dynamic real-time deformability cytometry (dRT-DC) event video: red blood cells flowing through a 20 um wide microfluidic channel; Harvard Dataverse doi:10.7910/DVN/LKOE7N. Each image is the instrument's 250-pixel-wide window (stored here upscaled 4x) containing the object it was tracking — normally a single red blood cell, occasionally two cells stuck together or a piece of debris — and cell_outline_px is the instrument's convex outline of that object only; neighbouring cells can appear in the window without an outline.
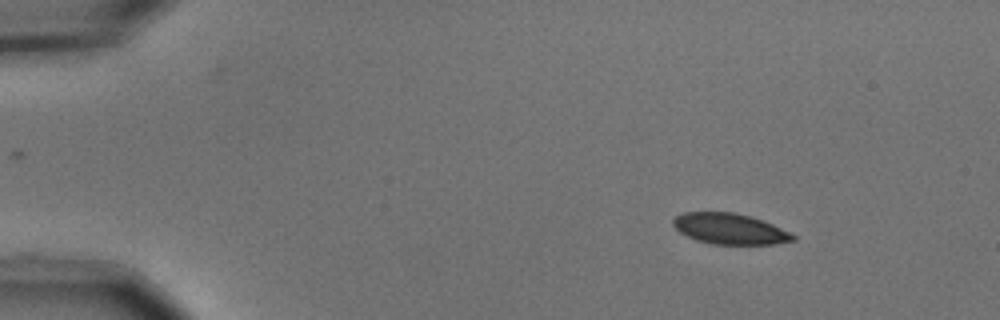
{"species": "common noctule bat (a hibernating species)", "species_latin": "Nyctalus noctula", "temperature_condition": "cold", "stored_images_in_passage": 49, "camera_frame_rate_fps": 3000, "um_per_image_px": 0.085, "animal": {"sex": "male", "body_mass_g": 15.6}, "frame": {"image": 1, "passage_image": 1, "time_ms": 0.0, "image_size_px": [1000, 320], "cell_outline_px": [[796, 240], [776, 244], [712, 244], [696, 240], [680, 232], [672, 224], [672, 220], [676, 216], [684, 212], [736, 212], [764, 220], [796, 236]], "centroid_in_image_um": [62.03, 19.44], "position_along_channel_um": 23.0, "area_um2": 21.5}}
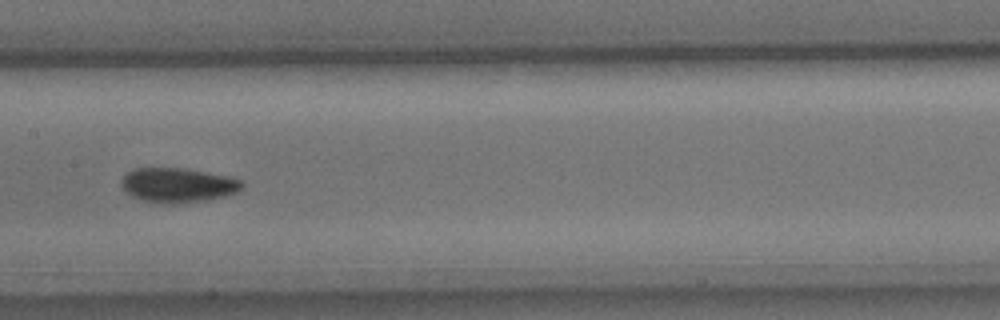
{"frame": {"image": 2, "passage_image": 22, "time_ms": 7.0, "image_size_px": [1000, 320], "cell_outline_px": [[244, 184], [236, 192], [224, 196], [200, 200], [172, 204], [160, 204], [144, 200], [132, 196], [120, 184], [120, 180], [132, 168], [184, 168], [208, 172], [244, 180]], "centroid_in_image_um": [15.1, 15.72], "position_along_channel_um": 192.3, "area_um2": 24.1}}
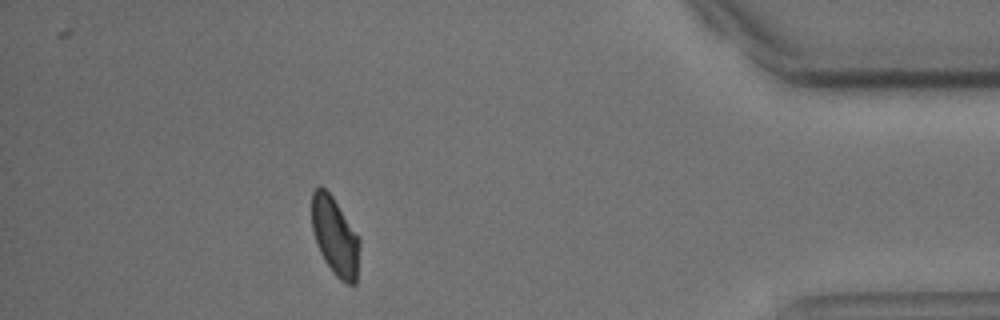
{"frame": {"image": 3, "passage_image": 43, "time_ms": 14.0, "image_size_px": [1000, 320], "cell_outline_px": [[360, 244], [356, 284], [348, 284], [340, 280], [332, 272], [324, 260], [320, 252], [312, 228], [312, 192], [320, 184], [332, 196], [360, 240]], "centroid_in_image_um": [28.47, 20.11], "position_along_channel_um": 406.7, "area_um2": 21.5}, "authors_computed_cell_mechanics": {"area_um2": 23.0044, "velocity_mm_per_s": 3.6661, "shape_relaxation_time_tau1_ms": 2.7718, "shape_relaxation_time_tau2_ms": 2.4203, "deformation_change_tau1": 0.0837, "deformation_change_tau2": 0.0568}}